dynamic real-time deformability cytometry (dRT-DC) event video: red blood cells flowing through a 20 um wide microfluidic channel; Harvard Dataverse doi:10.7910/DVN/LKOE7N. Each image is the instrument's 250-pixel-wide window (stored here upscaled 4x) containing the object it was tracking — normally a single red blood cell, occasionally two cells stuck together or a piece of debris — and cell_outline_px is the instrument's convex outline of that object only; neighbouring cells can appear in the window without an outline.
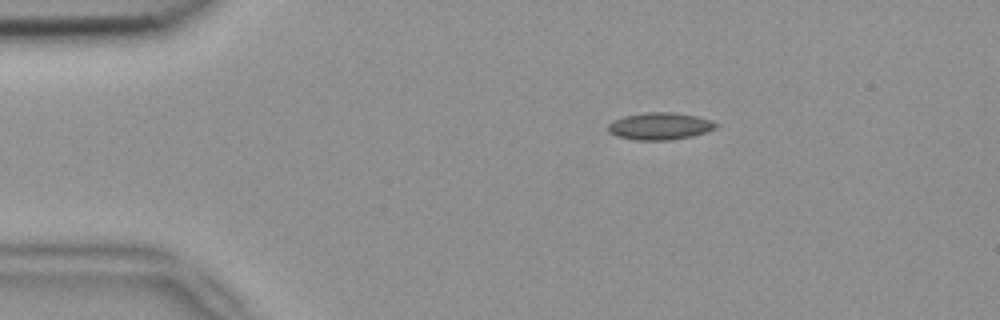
{"species": "common noctule bat (a hibernating species)", "species_latin": "Nyctalus noctula", "temperature_condition": "room temperature", "stored_images_in_passage": 3, "camera_frame_rate_fps": 3000, "um_per_image_px": 0.085, "animal": {"sex": "female", "body_mass_g": 18.4}, "frame": {"image": 1, "passage_image": 1, "time_ms": 0.0, "image_size_px": [1000, 320], "cell_outline_px": [[720, 124], [716, 128], [708, 132], [692, 136], [672, 140], [636, 140], [616, 136], [608, 132], [608, 124], [612, 120], [624, 116], [648, 112], [672, 112], [696, 116], [712, 120]], "centroid_in_image_um": [56.11, 10.73], "position_along_channel_um": 28.9, "area_um2": 17.28}}